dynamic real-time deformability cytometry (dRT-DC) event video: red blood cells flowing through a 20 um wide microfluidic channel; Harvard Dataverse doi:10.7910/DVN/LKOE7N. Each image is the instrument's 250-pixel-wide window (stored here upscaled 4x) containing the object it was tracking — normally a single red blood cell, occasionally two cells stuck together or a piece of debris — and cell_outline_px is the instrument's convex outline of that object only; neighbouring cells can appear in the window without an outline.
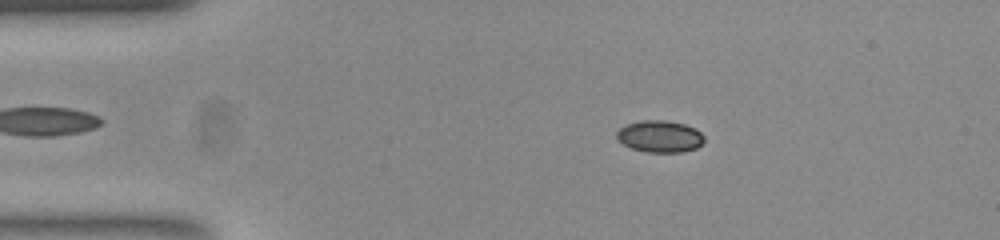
{"species": "common noctule bat (a hibernating species)", "species_latin": "Nyctalus noctula", "temperature_condition": "room temperature", "stored_images_in_passage": 53, "camera_frame_rate_fps": 3000, "um_per_image_px": 0.085, "animal": {"sex": "female", "body_mass_g": 23.0, "forearm_length_mm": 53.4}, "frame": {"image": 1, "passage_image": 9, "time_ms": 2.667, "image_size_px": [1000, 240], "cell_outline_px": [[704, 140], [696, 148], [680, 152], [648, 152], [632, 148], [624, 144], [616, 136], [616, 132], [624, 124], [640, 120], [664, 120], [684, 124], [696, 128], [704, 136]], "centroid_in_image_um": [56.08, 11.58], "position_along_channel_um": 28.9, "area_um2": 16.18}}
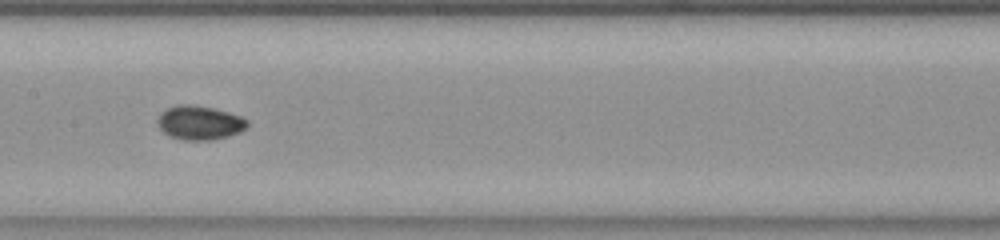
{"frame": {"image": 2, "passage_image": 26, "time_ms": 8.333, "image_size_px": [1000, 240], "cell_outline_px": [[248, 124], [240, 132], [228, 136], [208, 140], [184, 140], [168, 136], [160, 128], [156, 120], [160, 112], [168, 108], [180, 104], [188, 104], [212, 108], [228, 112], [240, 116], [248, 120]], "centroid_in_image_um": [16.93, 10.43], "position_along_channel_um": 190.5, "area_um2": 17.69}}
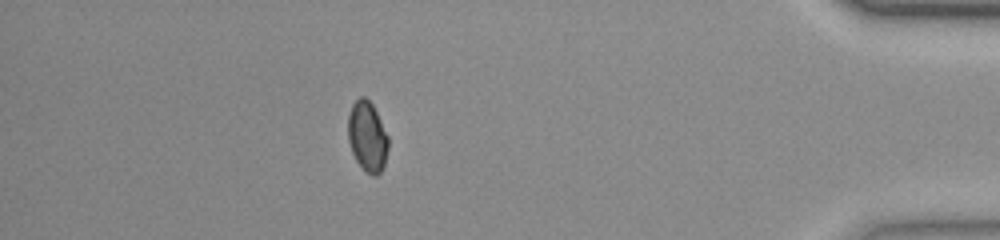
{"frame": {"image": 3, "passage_image": 47, "time_ms": 15.333, "image_size_px": [1000, 240], "cell_outline_px": [[388, 148], [384, 164], [380, 172], [376, 176], [372, 176], [356, 160], [352, 152], [348, 140], [348, 116], [352, 104], [360, 96], [364, 96], [372, 104], [388, 136]], "centroid_in_image_um": [31.21, 11.59], "position_along_channel_um": 404.0, "area_um2": 16.24}, "authors_computed_cell_mechanics": {"area_um2": 16.473, "velocity_mm_per_s": 3.769, "shape_relaxation_time_tau1_ms": 3.2808, "shape_relaxation_time_tau2_ms": 1.8027, "deformation_change_tau1": 0.093, "deformation_change_tau2": 0.0375}}